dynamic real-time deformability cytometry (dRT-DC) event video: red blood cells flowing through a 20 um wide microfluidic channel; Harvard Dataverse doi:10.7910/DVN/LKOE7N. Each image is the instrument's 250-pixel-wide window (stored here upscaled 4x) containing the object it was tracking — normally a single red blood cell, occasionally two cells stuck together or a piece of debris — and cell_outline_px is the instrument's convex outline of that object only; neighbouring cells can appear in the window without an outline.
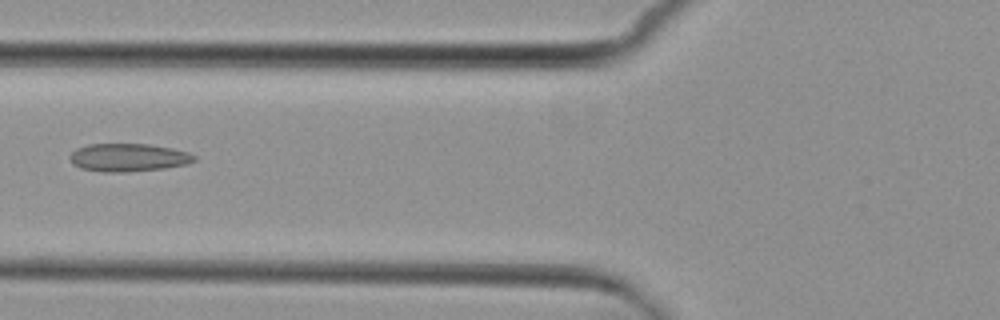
{"species": "common noctule bat (a hibernating species)", "species_latin": "Nyctalus noctula", "temperature_condition": "cold", "stored_images_in_passage": 6, "camera_frame_rate_fps": 3000, "um_per_image_px": 0.085, "animal": {"sex": "female", "body_mass_g": 29.2, "forearm_length_mm": 56.3}, "frame": {"image": 1, "passage_image": 6, "time_ms": 7.0, "image_size_px": [1000, 320], "cell_outline_px": [[196, 160], [188, 164], [164, 168], [128, 172], [100, 172], [80, 168], [72, 164], [68, 156], [76, 148], [88, 144], [148, 144], [172, 148], [188, 152], [196, 156]], "centroid_in_image_um": [10.88, 13.39], "position_along_channel_um": 114.9, "area_um2": 20.52}}